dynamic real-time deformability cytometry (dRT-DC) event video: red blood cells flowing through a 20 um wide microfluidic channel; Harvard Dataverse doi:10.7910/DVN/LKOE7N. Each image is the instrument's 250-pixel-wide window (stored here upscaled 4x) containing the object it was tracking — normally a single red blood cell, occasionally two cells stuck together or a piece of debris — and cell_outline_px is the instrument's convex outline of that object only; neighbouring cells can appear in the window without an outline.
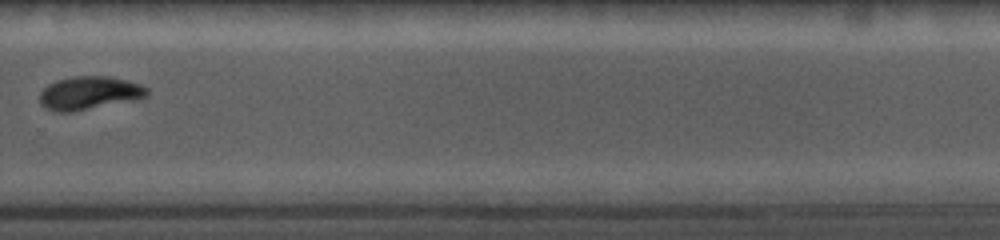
{"species": "common noctule bat (a hibernating species)", "species_latin": "Nyctalus noctula", "temperature_condition": "cold", "stored_images_in_passage": 15, "camera_frame_rate_fps": 5000, "um_per_image_px": 0.085, "animal": {"sex": "female", "body_mass_g": 19.0, "forearm_length_mm": 56.7}, "frame": {"image": 1, "passage_image": 12, "time_ms": 10.6, "image_size_px": [1000, 240], "cell_outline_px": [[148, 96], [140, 100], [72, 112], [52, 112], [44, 108], [40, 104], [40, 92], [48, 84], [56, 80], [72, 76], [108, 76], [128, 80], [140, 84], [148, 88]], "centroid_in_image_um": [7.61, 7.92], "position_along_channel_um": 322.2, "area_um2": 21.39}}